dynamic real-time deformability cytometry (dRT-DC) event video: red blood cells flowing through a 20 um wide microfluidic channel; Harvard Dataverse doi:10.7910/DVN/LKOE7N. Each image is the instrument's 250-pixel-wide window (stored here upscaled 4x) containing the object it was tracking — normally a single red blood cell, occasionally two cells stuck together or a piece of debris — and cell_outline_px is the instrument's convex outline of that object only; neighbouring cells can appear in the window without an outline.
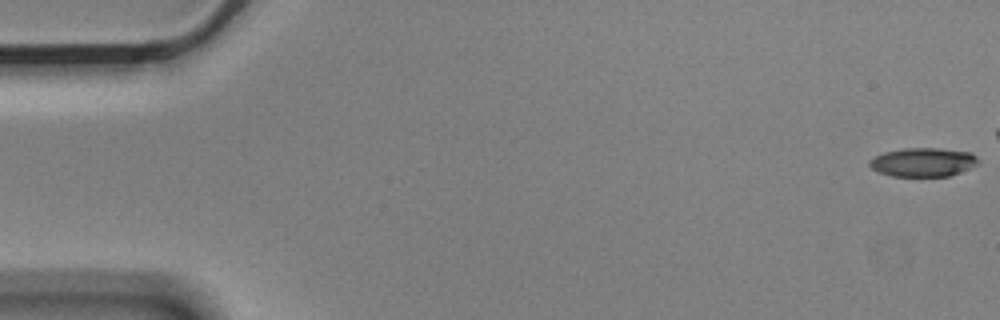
{"species": "Egyptian fruit bat (a non-hibernating species)", "species_latin": "Rousettus aegyptiacus", "temperature_condition": "cold", "stored_images_in_passage": 6, "camera_frame_rate_fps": 3000, "um_per_image_px": 0.085, "animal": {"sex": "male"}, "frame": {"image": 1, "passage_image": 1, "time_ms": 0.0, "image_size_px": [1000, 320], "cell_outline_px": [[980, 164], [960, 172], [948, 176], [892, 176], [876, 172], [868, 164], [868, 160], [884, 152], [904, 148], [940, 148], [972, 152], [980, 160]], "centroid_in_image_um": [78.48, 13.78], "position_along_channel_um": 6.5, "area_um2": 18.5}}